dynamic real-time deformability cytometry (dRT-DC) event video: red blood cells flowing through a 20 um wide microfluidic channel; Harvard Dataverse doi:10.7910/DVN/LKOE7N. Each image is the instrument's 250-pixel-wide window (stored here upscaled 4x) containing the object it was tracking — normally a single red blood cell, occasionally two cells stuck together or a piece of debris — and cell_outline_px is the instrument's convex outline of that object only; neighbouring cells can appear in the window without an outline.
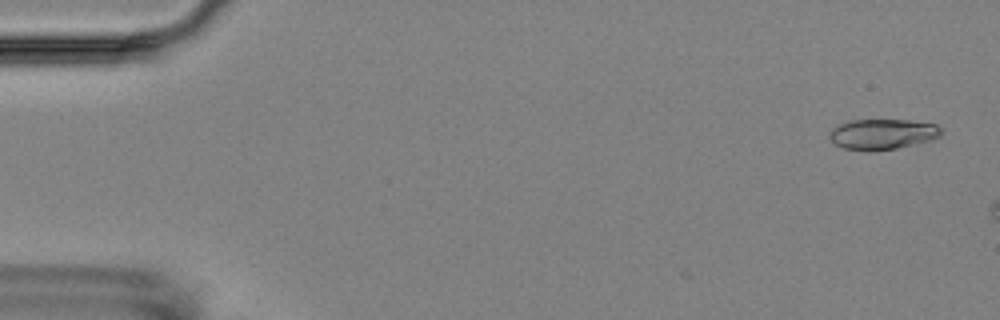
{"species": "Egyptian fruit bat (a non-hibernating species)", "species_latin": "Rousettus aegyptiacus", "temperature_condition": "room temperature", "stored_images_in_passage": 5, "segment_of_instrument_passage": [2, 2], "camera_frame_rate_fps": 3000, "um_per_image_px": 0.085, "animal": {"sex": "female"}, "frame": {"image": 1, "passage_image": 5, "time_ms": 6.333, "image_size_px": [1000, 320], "cell_outline_px": [[940, 136], [932, 140], [896, 148], [872, 152], [868, 152], [844, 148], [836, 144], [828, 136], [832, 128], [836, 124], [848, 120], [908, 120], [936, 124], [940, 128]], "centroid_in_image_um": [74.97, 11.4], "position_along_channel_um": 10.0, "area_um2": 20.0}}